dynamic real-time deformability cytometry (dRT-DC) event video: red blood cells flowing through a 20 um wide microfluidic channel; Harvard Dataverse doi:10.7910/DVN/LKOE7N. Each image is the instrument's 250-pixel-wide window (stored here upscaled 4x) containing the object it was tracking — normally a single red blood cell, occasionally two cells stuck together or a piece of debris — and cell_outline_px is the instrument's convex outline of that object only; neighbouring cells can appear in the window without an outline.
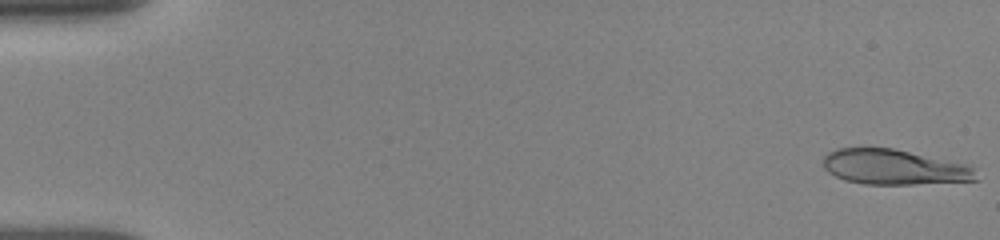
{"species": "human", "species_latin": "Homo sapiens", "temperature_condition": "room temperature", "stored_images_in_passage": 25, "camera_frame_rate_fps": 3000, "um_per_image_px": 0.085, "donor": {"sex": "female"}, "frame": {"image": 1, "passage_image": 1, "time_ms": 0.0, "image_size_px": [1000, 240], "cell_outline_px": [[980, 180], [912, 184], [864, 184], [844, 180], [828, 172], [824, 168], [824, 156], [828, 152], [836, 148], [892, 148], [972, 164]], "centroid_in_image_um": [76.06, 14.2], "position_along_channel_um": 8.9, "area_um2": 31.67}}
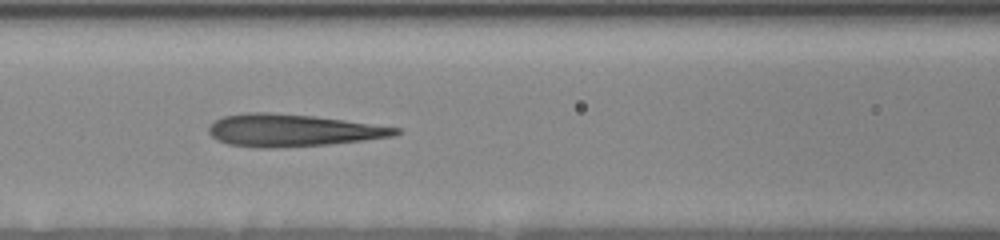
{"frame": {"image": 2, "passage_image": 20, "time_ms": 7.333, "image_size_px": [1000, 240], "cell_outline_px": [[400, 132], [392, 136], [364, 140], [328, 144], [268, 148], [256, 148], [228, 144], [216, 140], [208, 132], [208, 128], [216, 120], [224, 116], [248, 112], [268, 112], [316, 116], [400, 128]], "centroid_in_image_um": [24.81, 11.08], "position_along_channel_um": 141.8, "area_um2": 34.91}}
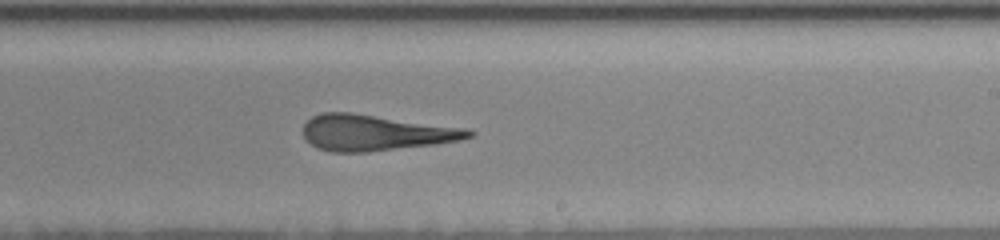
{"frame": {"image": 3, "passage_image": 25, "time_ms": 10.333, "image_size_px": [1000, 240], "cell_outline_px": [[476, 132], [472, 136], [460, 140], [436, 144], [368, 152], [332, 152], [316, 148], [304, 136], [304, 124], [312, 116], [320, 112], [352, 112], [464, 128]], "centroid_in_image_um": [31.89, 11.28], "position_along_channel_um": 257.1, "area_um2": 34.56}}